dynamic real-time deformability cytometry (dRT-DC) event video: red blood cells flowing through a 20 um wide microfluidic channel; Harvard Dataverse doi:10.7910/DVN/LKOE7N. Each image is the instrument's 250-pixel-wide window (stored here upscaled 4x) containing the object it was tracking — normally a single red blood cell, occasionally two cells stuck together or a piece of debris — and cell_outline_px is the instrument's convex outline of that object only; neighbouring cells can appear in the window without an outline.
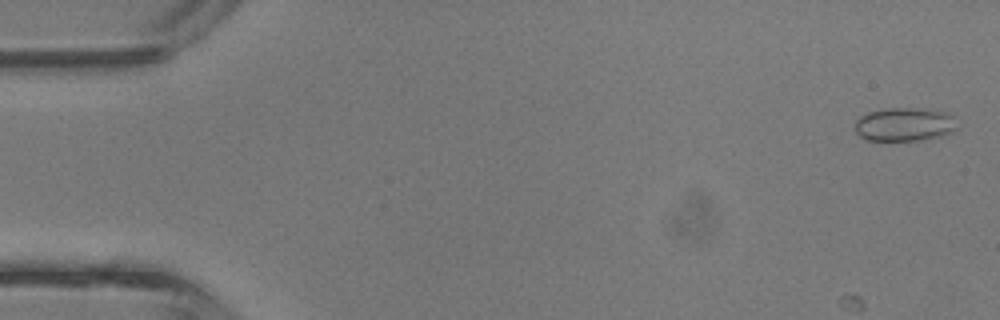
{"species": "common noctule bat (a hibernating species)", "species_latin": "Nyctalus noctula", "temperature_condition": "room temperature", "stored_images_in_passage": 3, "camera_frame_rate_fps": 3000, "um_per_image_px": 0.085, "animal": {"sex": "male", "body_mass_g": 13.3}, "frame": {"image": 1, "passage_image": 1, "time_ms": 0.0, "image_size_px": [1000, 320], "cell_outline_px": [[956, 128], [952, 132], [940, 136], [920, 140], [868, 140], [860, 136], [856, 132], [856, 120], [860, 116], [868, 112], [888, 108], [908, 108], [944, 112], [952, 116]], "centroid_in_image_um": [76.84, 10.58], "position_along_channel_um": 8.2, "area_um2": 19.54}}